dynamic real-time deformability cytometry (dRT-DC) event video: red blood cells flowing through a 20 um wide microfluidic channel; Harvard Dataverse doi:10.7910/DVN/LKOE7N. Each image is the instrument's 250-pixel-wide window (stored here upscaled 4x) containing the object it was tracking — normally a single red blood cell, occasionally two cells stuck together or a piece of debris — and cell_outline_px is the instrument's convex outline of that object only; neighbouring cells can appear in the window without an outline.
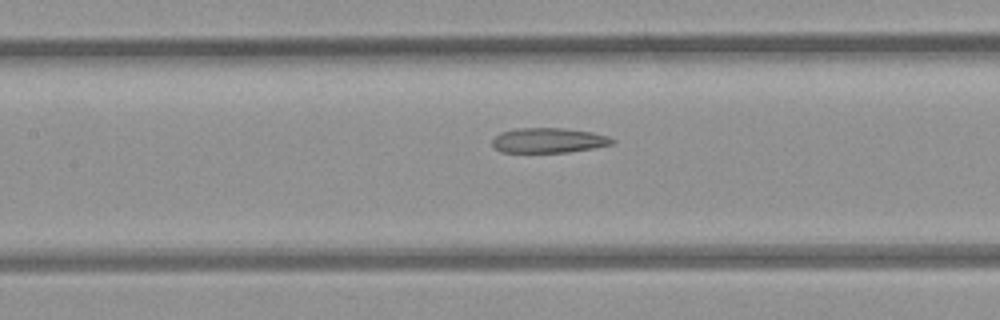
{"species": "common noctule bat (a hibernating species)", "species_latin": "Nyctalus noctula", "temperature_condition": "room temperature", "stored_images_in_passage": 13, "camera_frame_rate_fps": 3000, "um_per_image_px": 0.085, "animal": {"sex": "female", "body_mass_g": 21.9}, "frame": {"image": 1, "passage_image": 11, "time_ms": 3.333, "image_size_px": [1000, 320], "cell_outline_px": [[616, 140], [612, 144], [592, 148], [568, 152], [500, 152], [492, 144], [492, 140], [500, 132], [516, 128], [564, 128], [592, 132], [608, 136]], "centroid_in_image_um": [46.62, 11.92], "position_along_channel_um": 160.8, "area_um2": 17.4}}